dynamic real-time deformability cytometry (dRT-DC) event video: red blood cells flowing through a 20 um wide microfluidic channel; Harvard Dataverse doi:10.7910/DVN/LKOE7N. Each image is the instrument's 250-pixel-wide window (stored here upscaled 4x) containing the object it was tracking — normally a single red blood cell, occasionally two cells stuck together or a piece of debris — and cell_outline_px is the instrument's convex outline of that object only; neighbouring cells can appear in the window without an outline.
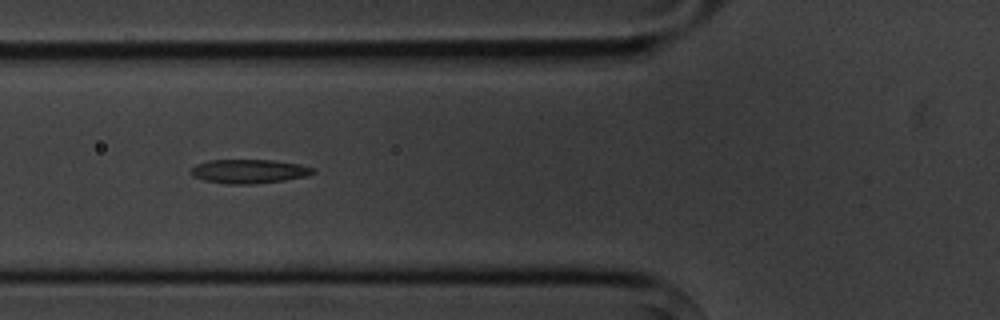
{"species": "common noctule bat (a hibernating species)", "species_latin": "Nyctalus noctula", "temperature_condition": "cold", "stored_images_in_passage": 14, "camera_frame_rate_fps": 3000, "um_per_image_px": 0.085, "animal": {"sex": "male", "body_mass_g": 20.1, "forearm_length_mm": 53.5}, "frame": {"image": 1, "passage_image": 5, "time_ms": 5.333, "image_size_px": [1000, 320], "cell_outline_px": [[316, 172], [304, 176], [284, 180], [252, 184], [228, 184], [204, 180], [192, 176], [188, 172], [196, 164], [208, 160], [272, 160], [296, 164], [316, 168]], "centroid_in_image_um": [21.12, 14.56], "position_along_channel_um": 104.7, "area_um2": 16.99}}
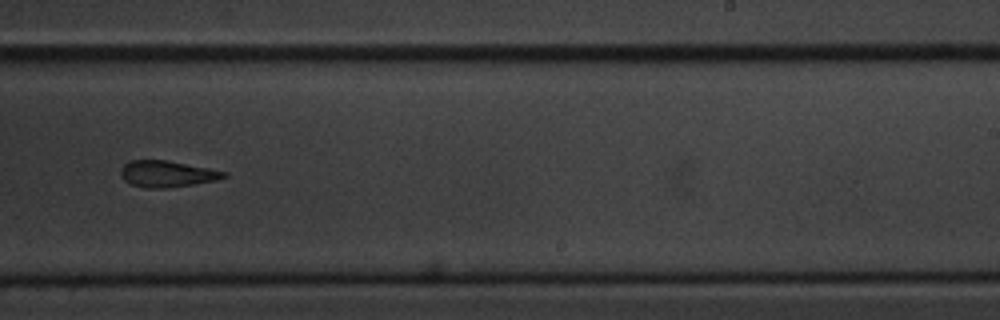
{"frame": {"image": 2, "passage_image": 9, "time_ms": 10.0, "image_size_px": [1000, 320], "cell_outline_px": [[228, 176], [216, 180], [168, 188], [144, 188], [132, 184], [124, 180], [120, 176], [120, 168], [124, 164], [132, 160], [164, 160], [208, 168], [228, 172]], "centroid_in_image_um": [14.17, 14.78], "position_along_channel_um": 274.8, "area_um2": 15.78}}
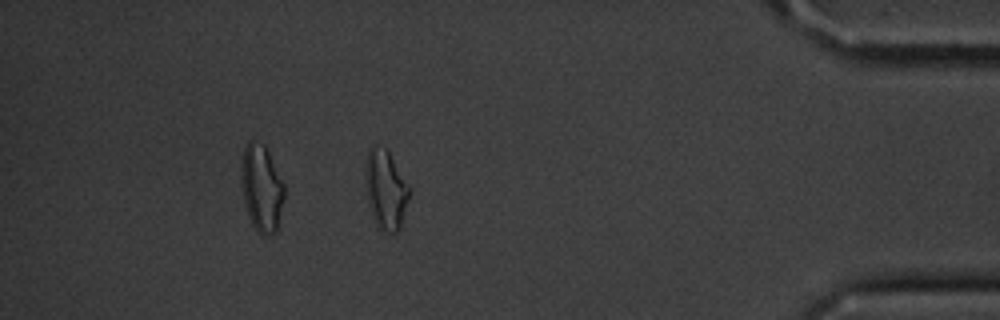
{"frame": {"image": 3, "passage_image": 13, "time_ms": 14.667, "image_size_px": [1000, 320], "cell_outline_px": [[408, 200], [400, 228], [396, 232], [384, 232], [376, 224], [372, 216], [368, 204], [364, 180], [368, 148], [372, 144], [376, 144], [384, 148], [388, 152], [408, 188]], "centroid_in_image_um": [32.72, 16.13], "position_along_channel_um": 402.5, "area_um2": 19.83}}